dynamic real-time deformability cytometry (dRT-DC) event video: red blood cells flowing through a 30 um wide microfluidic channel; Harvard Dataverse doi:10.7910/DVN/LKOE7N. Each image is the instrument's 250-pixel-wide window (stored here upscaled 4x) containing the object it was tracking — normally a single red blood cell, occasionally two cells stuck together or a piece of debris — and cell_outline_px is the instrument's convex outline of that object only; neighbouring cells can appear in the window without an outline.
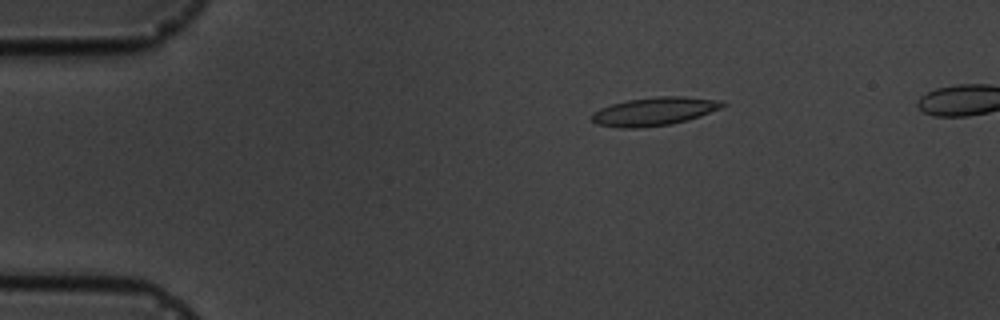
{"species": "common noctule bat (a hibernating species)", "species_latin": "Nyctalus noctula", "temperature_condition": "cold", "stored_images_in_passage": 5, "camera_frame_rate_fps": 3000, "um_per_image_px": 0.085, "animal": {"sex": "male", "body_mass_g": 19.5, "forearm_length_mm": 54.6}, "frame": {"image": 1, "passage_image": 5, "time_ms": 5.667, "image_size_px": [1000, 320], "cell_outline_px": [[728, 104], [720, 108], [700, 116], [688, 120], [672, 124], [640, 128], [620, 128], [596, 124], [592, 120], [592, 112], [600, 108], [612, 104], [628, 100], [656, 96], [684, 96], [720, 100]], "centroid_in_image_um": [55.61, 9.47], "position_along_channel_um": 29.4, "area_um2": 21.68}}